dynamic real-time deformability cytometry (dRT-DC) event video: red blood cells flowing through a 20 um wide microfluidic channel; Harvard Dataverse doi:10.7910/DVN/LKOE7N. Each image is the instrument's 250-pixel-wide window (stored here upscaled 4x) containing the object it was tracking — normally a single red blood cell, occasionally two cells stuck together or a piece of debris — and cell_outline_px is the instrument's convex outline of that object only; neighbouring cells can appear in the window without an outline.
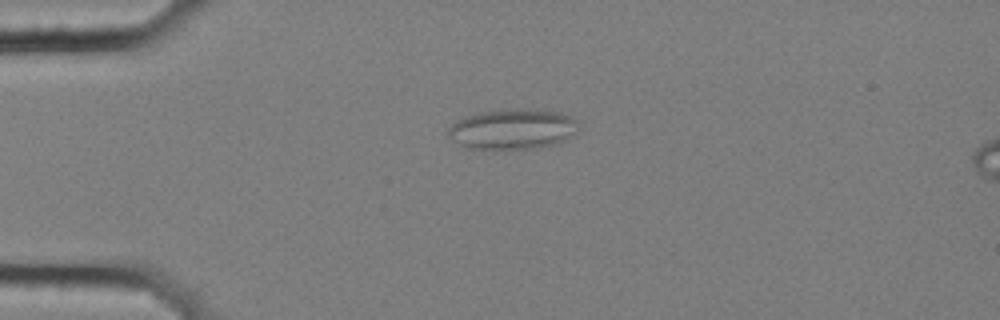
{"species": "common noctule bat (a hibernating species)", "species_latin": "Nyctalus noctula", "temperature_condition": "cold", "stored_images_in_passage": 6, "camera_frame_rate_fps": 3000, "um_per_image_px": 0.085, "animal": {"sex": "female", "body_mass_g": 25.1}, "frame": {"image": 1, "passage_image": 4, "time_ms": 1.0, "image_size_px": [1000, 320], "cell_outline_px": [[576, 132], [564, 140], [556, 144], [532, 148], [468, 148], [452, 140], [448, 136], [448, 128], [456, 120], [476, 112], [512, 108], [524, 108], [560, 112], [576, 120]], "centroid_in_image_um": [43.53, 10.95], "position_along_channel_um": 41.5, "area_um2": 30.46}}